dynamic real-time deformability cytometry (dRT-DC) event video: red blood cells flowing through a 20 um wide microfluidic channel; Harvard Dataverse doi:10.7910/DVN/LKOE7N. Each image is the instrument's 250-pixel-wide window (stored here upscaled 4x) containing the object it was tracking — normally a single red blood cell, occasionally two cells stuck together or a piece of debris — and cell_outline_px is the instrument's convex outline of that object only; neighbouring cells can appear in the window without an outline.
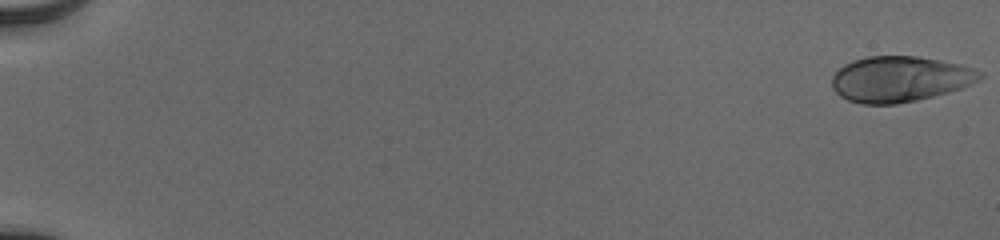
{"species": "human", "species_latin": "Homo sapiens", "temperature_condition": "cold", "stored_images_in_passage": 55, "camera_frame_rate_fps": 3000, "um_per_image_px": 0.085, "donor": {"sex": "male"}, "frame": {"image": 1, "passage_image": 1, "time_ms": 0.0, "image_size_px": [1000, 240], "cell_outline_px": [[984, 76], [960, 88], [932, 96], [916, 100], [896, 104], [860, 104], [848, 100], [840, 96], [832, 88], [832, 76], [844, 64], [852, 60], [868, 56], [916, 56], [960, 64], [976, 68], [984, 72]], "centroid_in_image_um": [76.46, 6.71], "position_along_channel_um": 8.5, "area_um2": 39.25}}
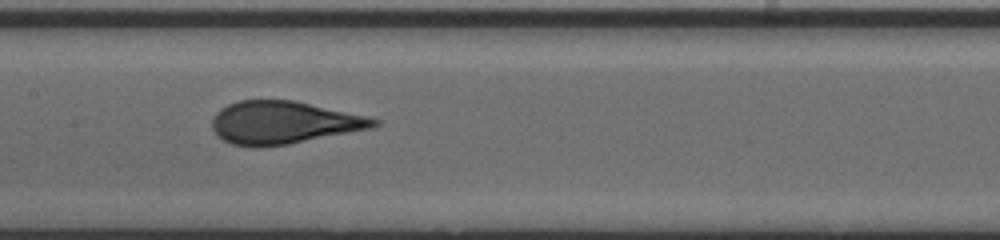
{"frame": {"image": 2, "passage_image": 30, "time_ms": 9.667, "image_size_px": [1000, 240], "cell_outline_px": [[380, 124], [372, 128], [288, 144], [256, 148], [232, 144], [216, 136], [212, 128], [212, 120], [216, 112], [220, 108], [228, 104], [240, 100], [296, 100], [364, 116], [380, 120]], "centroid_in_image_um": [24.05, 10.42], "position_along_channel_um": 183.3, "area_um2": 40.23}}
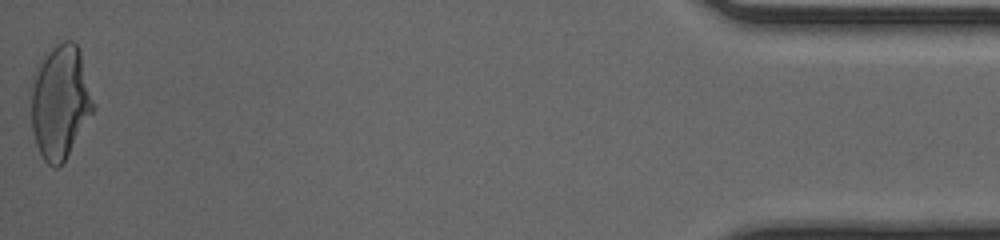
{"frame": {"image": 3, "passage_image": 55, "time_ms": 18.0, "image_size_px": [1000, 240], "cell_outline_px": [[96, 108], [64, 160], [56, 168], [52, 168], [44, 160], [36, 144], [32, 132], [32, 72], [36, 64], [44, 52], [56, 44], [64, 40], [72, 40], [76, 44], [80, 52], [96, 104]], "centroid_in_image_um": [5.11, 8.6], "position_along_channel_um": 430.1, "area_um2": 41.73}, "authors_computed_cell_mechanics": {"area_um2": 39.3618, "velocity_mm_per_s": 3.9163, "shape_relaxation_time_tau1_ms": 4.399, "shape_relaxation_time_tau2_ms": null, "deformation_change_tau1": 0.1854, "deformation_change_tau2": null}}